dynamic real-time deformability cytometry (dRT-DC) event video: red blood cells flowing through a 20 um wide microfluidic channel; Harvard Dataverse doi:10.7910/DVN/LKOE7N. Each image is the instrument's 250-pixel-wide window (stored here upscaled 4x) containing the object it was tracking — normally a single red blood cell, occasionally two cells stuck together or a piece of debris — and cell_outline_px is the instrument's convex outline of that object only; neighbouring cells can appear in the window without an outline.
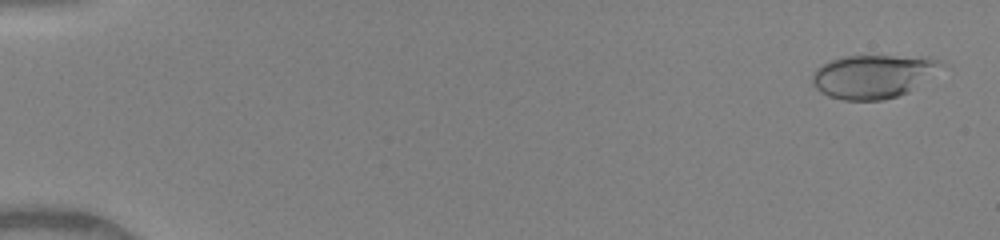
{"species": "human", "species_latin": "Homo sapiens", "temperature_condition": "warm", "stored_images_in_passage": 50, "camera_frame_rate_fps": 3000, "um_per_image_px": 0.085, "donor": {"sex": "female"}, "frame": {"image": 1, "passage_image": 2, "time_ms": 0.333, "image_size_px": [1000, 240], "cell_outline_px": [[944, 64], [908, 92], [896, 96], [880, 100], [844, 100], [828, 96], [820, 92], [812, 84], [812, 72], [820, 64], [844, 56], [928, 56]], "centroid_in_image_um": [74.13, 6.48], "position_along_channel_um": 10.9, "area_um2": 32.37}}
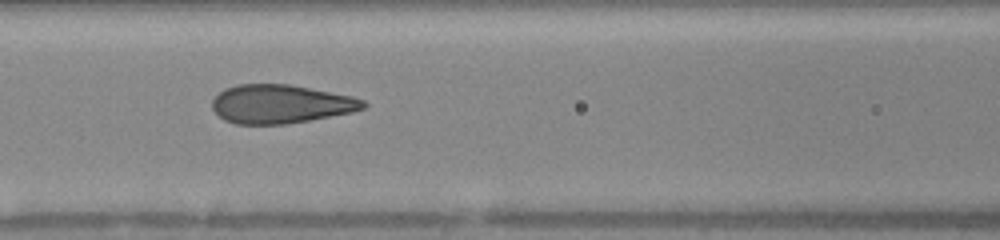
{"frame": {"image": 2, "passage_image": 23, "time_ms": 7.333, "image_size_px": [1000, 240], "cell_outline_px": [[368, 104], [364, 108], [352, 112], [308, 120], [284, 124], [236, 124], [224, 120], [212, 108], [212, 100], [224, 88], [236, 84], [288, 84], [352, 96], [364, 100]], "centroid_in_image_um": [23.84, 8.84], "position_along_channel_um": 142.8, "area_um2": 33.87}}
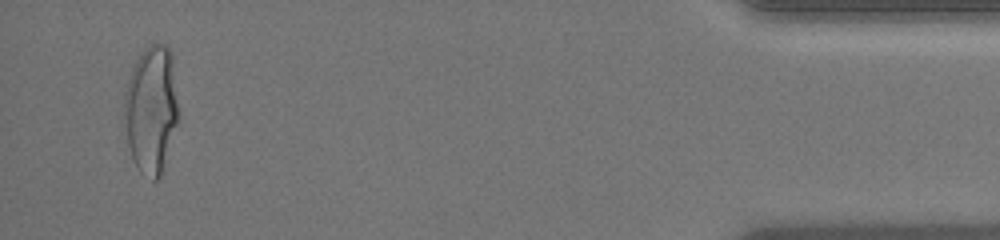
{"frame": {"image": 3, "passage_image": 48, "time_ms": 15.667, "image_size_px": [1000, 240], "cell_outline_px": [[180, 116], [160, 176], [156, 180], [152, 180], [140, 172], [136, 168], [128, 144], [124, 116], [124, 92], [132, 68], [140, 52], [144, 48], [152, 44], [164, 44], [172, 52]], "centroid_in_image_um": [12.87, 9.27], "position_along_channel_um": 422.3, "area_um2": 40.75}, "authors_computed_cell_mechanics": {"area_um2": 34.3332, "velocity_mm_per_s": 4.1379, "shape_relaxation_time_tau1_ms": 4.9201, "shape_relaxation_time_tau2_ms": null, "deformation_change_tau1": 0.2076, "deformation_change_tau2": null}}